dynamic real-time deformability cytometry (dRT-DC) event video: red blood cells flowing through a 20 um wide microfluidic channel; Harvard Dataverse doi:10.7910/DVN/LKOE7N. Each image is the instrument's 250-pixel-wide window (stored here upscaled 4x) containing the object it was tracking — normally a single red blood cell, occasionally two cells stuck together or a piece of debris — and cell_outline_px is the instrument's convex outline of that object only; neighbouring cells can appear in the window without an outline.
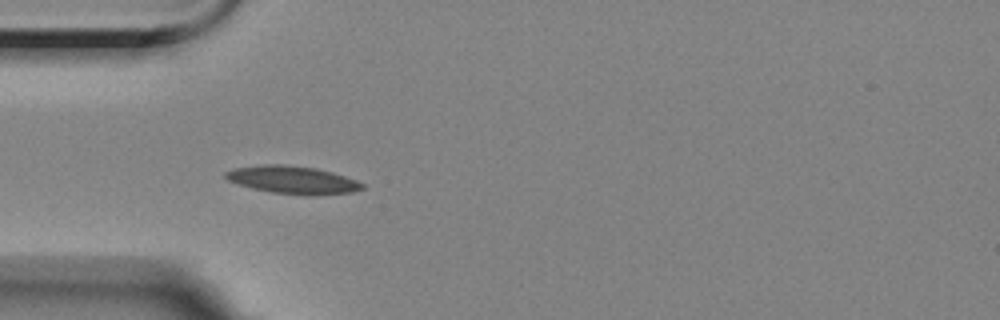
{"species": "Egyptian fruit bat (a non-hibernating species)", "species_latin": "Rousettus aegyptiacus", "temperature_condition": "room temperature", "stored_images_in_passage": 6, "camera_frame_rate_fps": 3000, "um_per_image_px": 0.085, "animal": {"sex": "female"}, "frame": {"image": 1, "passage_image": 5, "time_ms": 4.667, "image_size_px": [1000, 320], "cell_outline_px": [[364, 188], [352, 192], [272, 192], [252, 188], [228, 180], [224, 176], [224, 172], [232, 168], [264, 164], [284, 164], [316, 168], [332, 172], [356, 180], [364, 184]], "centroid_in_image_um": [24.78, 15.22], "position_along_channel_um": 60.2, "area_um2": 20.98}}
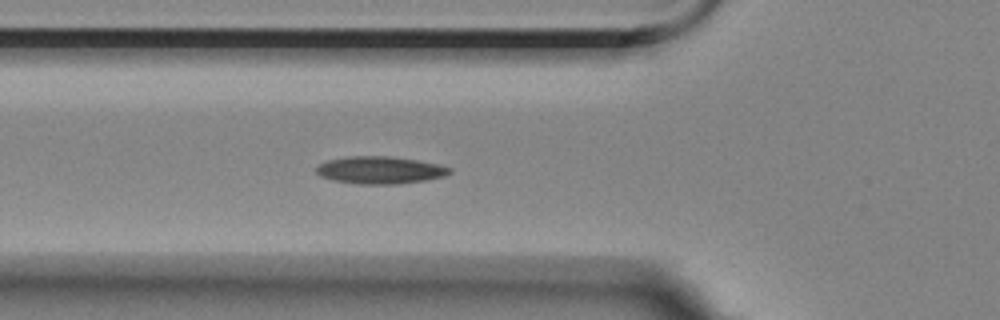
{"frame": {"image": 2, "passage_image": 6, "time_ms": 5.667, "image_size_px": [1000, 320], "cell_outline_px": [[452, 172], [444, 176], [424, 180], [400, 184], [356, 184], [332, 180], [320, 176], [316, 172], [316, 168], [320, 164], [328, 160], [348, 156], [388, 156], [416, 160], [436, 164], [452, 168]], "centroid_in_image_um": [32.28, 14.46], "position_along_channel_um": 93.5, "area_um2": 21.21}}